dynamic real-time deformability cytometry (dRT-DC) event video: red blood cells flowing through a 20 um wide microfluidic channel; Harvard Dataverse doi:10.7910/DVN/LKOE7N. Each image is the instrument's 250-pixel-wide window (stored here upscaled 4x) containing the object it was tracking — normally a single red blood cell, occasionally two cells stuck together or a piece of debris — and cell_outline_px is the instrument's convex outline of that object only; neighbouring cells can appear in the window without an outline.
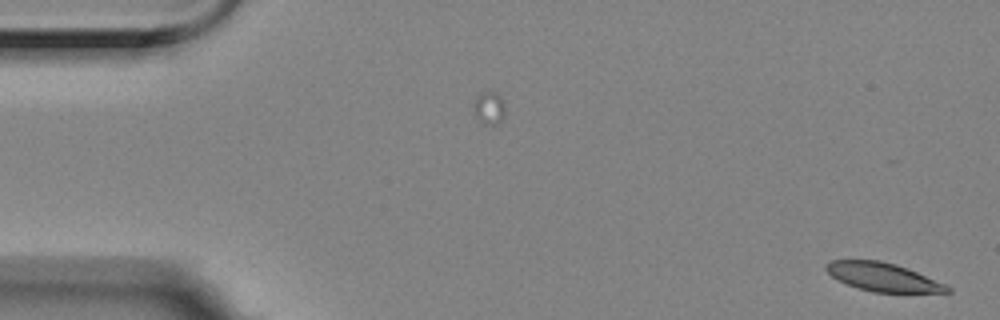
{"species": "Egyptian fruit bat (a non-hibernating species)", "species_latin": "Rousettus aegyptiacus", "temperature_condition": "room temperature", "stored_images_in_passage": 14, "camera_frame_rate_fps": 3000, "um_per_image_px": 0.085, "animal": {"sex": "female"}, "frame": {"image": 1, "passage_image": 1, "time_ms": 0.0, "image_size_px": [1000, 320], "cell_outline_px": [[952, 292], [872, 292], [848, 284], [832, 276], [824, 268], [824, 264], [828, 260], [880, 260], [896, 264], [916, 272], [944, 284], [952, 288]], "centroid_in_image_um": [75.01, 23.53], "position_along_channel_um": 10.0, "area_um2": 19.77}}